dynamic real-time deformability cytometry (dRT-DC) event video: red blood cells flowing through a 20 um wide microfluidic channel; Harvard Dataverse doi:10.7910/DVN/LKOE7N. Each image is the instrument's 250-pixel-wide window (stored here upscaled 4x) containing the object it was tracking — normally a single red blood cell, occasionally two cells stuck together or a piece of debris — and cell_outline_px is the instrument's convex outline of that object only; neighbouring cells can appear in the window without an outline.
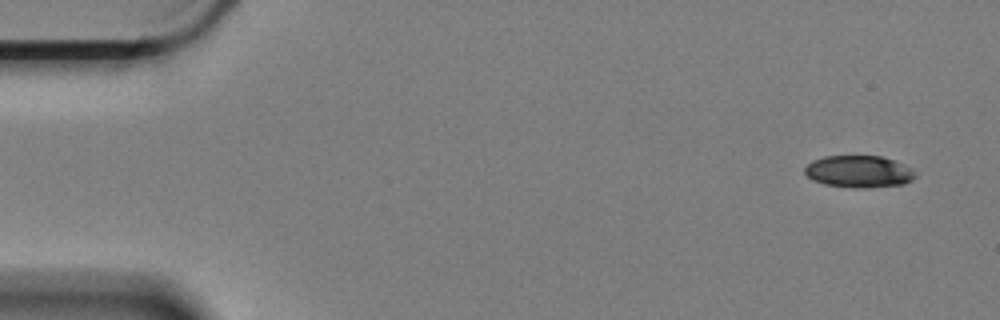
{"species": "Egyptian fruit bat (a non-hibernating species)", "species_latin": "Rousettus aegyptiacus", "temperature_condition": "cold", "stored_images_in_passage": 53, "camera_frame_rate_fps": 3000, "um_per_image_px": 0.085, "animal": {"sex": "female"}, "frame": {"image": 1, "passage_image": 1, "time_ms": 0.0, "image_size_px": [1000, 320], "cell_outline_px": [[916, 176], [912, 180], [904, 184], [868, 188], [852, 188], [824, 184], [812, 180], [804, 172], [804, 168], [812, 160], [824, 156], [880, 156], [892, 160], [912, 168]], "centroid_in_image_um": [72.98, 14.59], "position_along_channel_um": 12.0, "area_um2": 20.69}}
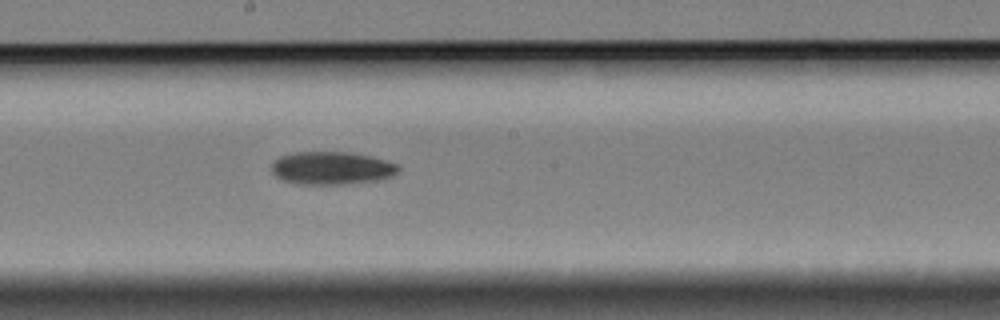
{"frame": {"image": 2, "passage_image": 30, "time_ms": 9.667, "image_size_px": [1000, 320], "cell_outline_px": [[400, 168], [396, 172], [388, 176], [376, 180], [344, 184], [296, 184], [284, 180], [276, 176], [272, 172], [272, 164], [280, 156], [292, 152], [352, 152], [372, 156], [400, 164]], "centroid_in_image_um": [28.19, 14.27], "position_along_channel_um": 220.0, "area_um2": 24.28}}
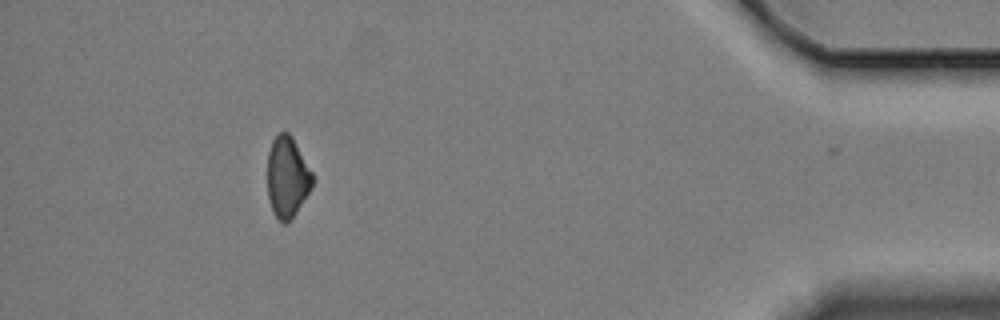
{"frame": {"image": 3, "passage_image": 52, "time_ms": 17.0, "image_size_px": [1000, 320], "cell_outline_px": [[316, 180], [312, 188], [296, 212], [284, 224], [276, 216], [272, 208], [268, 196], [268, 152], [272, 140], [280, 132], [288, 132], [292, 136], [312, 172]], "centroid_in_image_um": [24.44, 15.02], "position_along_channel_um": 410.8, "area_um2": 21.1}, "authors_computed_cell_mechanics": {"area_um2": 23.3512, "velocity_mm_per_s": 3.3541, "shape_relaxation_time_tau1_ms": 5.6106, "shape_relaxation_time_tau2_ms": null, "deformation_change_tau1": 0.1311, "deformation_change_tau2": null}}